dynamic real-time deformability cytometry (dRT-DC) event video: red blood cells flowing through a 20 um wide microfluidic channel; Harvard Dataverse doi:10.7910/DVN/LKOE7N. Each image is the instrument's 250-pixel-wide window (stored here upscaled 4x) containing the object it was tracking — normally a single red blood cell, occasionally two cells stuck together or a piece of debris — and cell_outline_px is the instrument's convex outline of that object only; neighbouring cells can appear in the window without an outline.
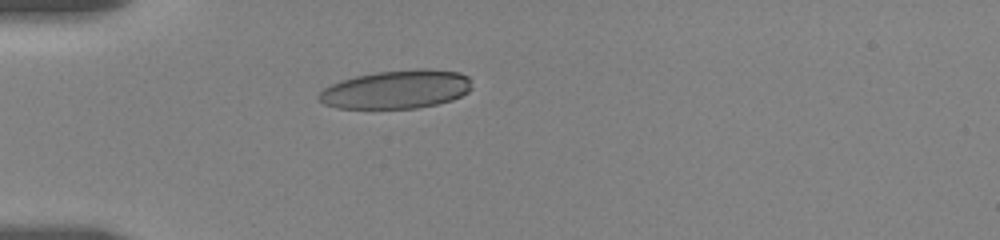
{"species": "human", "species_latin": "Homo sapiens", "temperature_condition": "room temperature", "stored_images_in_passage": 26, "camera_frame_rate_fps": 3000, "um_per_image_px": 0.085, "donor": {"sex": "female"}, "frame": {"image": 1, "passage_image": 6, "time_ms": 5.667, "image_size_px": [1000, 240], "cell_outline_px": [[472, 88], [468, 92], [452, 100], [436, 104], [416, 108], [336, 108], [324, 104], [316, 100], [316, 96], [324, 88], [340, 80], [356, 76], [376, 72], [416, 68], [428, 68], [460, 72], [468, 76], [472, 80]], "centroid_in_image_um": [33.71, 7.59], "position_along_channel_um": 51.3, "area_um2": 34.74}}
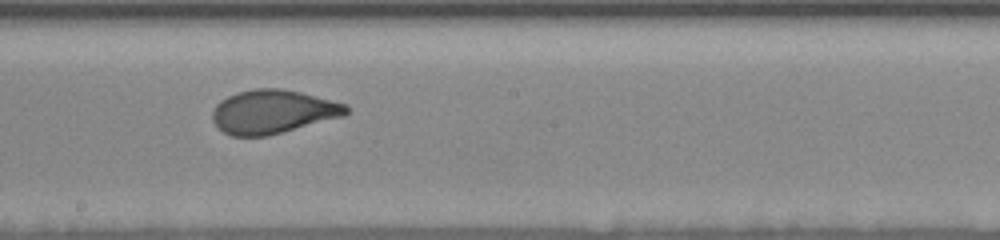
{"frame": {"image": 2, "passage_image": 12, "time_ms": 11.0, "image_size_px": [1000, 240], "cell_outline_px": [[348, 112], [344, 116], [268, 136], [232, 136], [224, 132], [212, 120], [212, 112], [216, 104], [220, 100], [236, 92], [256, 88], [280, 88], [300, 92], [348, 104]], "centroid_in_image_um": [23.19, 9.49], "position_along_channel_um": 225.0, "area_um2": 34.1}}
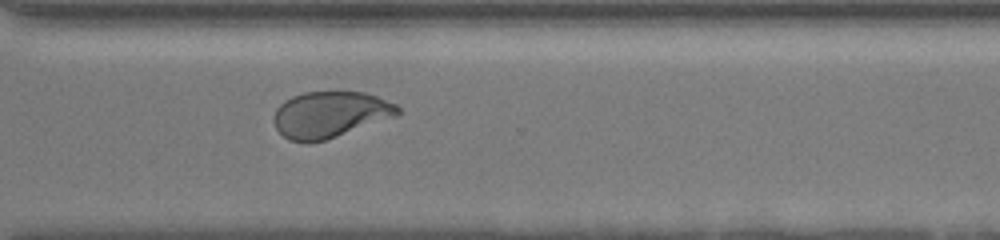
{"frame": {"image": 3, "passage_image": 19, "time_ms": 14.333, "image_size_px": [1000, 240], "cell_outline_px": [[400, 116], [324, 140], [308, 144], [288, 140], [276, 128], [272, 120], [272, 116], [276, 108], [284, 100], [292, 96], [304, 92], [364, 92], [376, 96], [396, 104], [400, 108]], "centroid_in_image_um": [28.05, 9.75], "position_along_channel_um": 342.6, "area_um2": 33.81}, "authors_computed_cell_mechanics": {"area_um2": 34.0731, "velocity_mm_per_s": 3.5322, "shape_relaxation_time_tau1_ms": 3.7009, "shape_relaxation_time_tau2_ms": null, "deformation_change_tau1": 0.1411, "deformation_change_tau2": null}}